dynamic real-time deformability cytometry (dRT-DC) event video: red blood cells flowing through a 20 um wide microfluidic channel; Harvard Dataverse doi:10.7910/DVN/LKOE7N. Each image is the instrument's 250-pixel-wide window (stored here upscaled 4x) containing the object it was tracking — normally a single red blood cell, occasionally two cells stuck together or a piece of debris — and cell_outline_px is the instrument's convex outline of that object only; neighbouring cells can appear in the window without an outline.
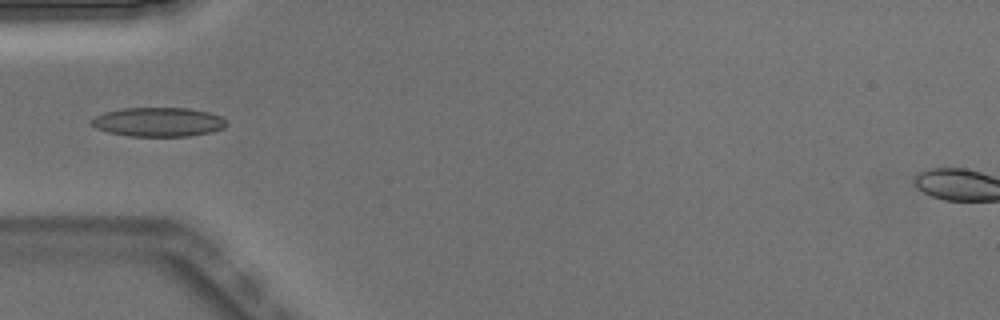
{"species": "Egyptian fruit bat (a non-hibernating species)", "species_latin": "Rousettus aegyptiacus", "temperature_condition": "warm", "stored_images_in_passage": 3, "camera_frame_rate_fps": 3000, "um_per_image_px": 0.085, "animal": {"sex": "male"}, "frame": {"image": 1, "passage_image": 3, "time_ms": 0.667, "image_size_px": [1000, 320], "cell_outline_px": [[228, 124], [224, 128], [212, 132], [188, 136], [128, 136], [108, 132], [96, 128], [92, 124], [92, 120], [96, 116], [104, 112], [124, 108], [188, 108], [208, 112], [220, 116], [228, 120]], "centroid_in_image_um": [13.51, 10.37], "position_along_channel_um": 71.5, "area_um2": 22.95}}